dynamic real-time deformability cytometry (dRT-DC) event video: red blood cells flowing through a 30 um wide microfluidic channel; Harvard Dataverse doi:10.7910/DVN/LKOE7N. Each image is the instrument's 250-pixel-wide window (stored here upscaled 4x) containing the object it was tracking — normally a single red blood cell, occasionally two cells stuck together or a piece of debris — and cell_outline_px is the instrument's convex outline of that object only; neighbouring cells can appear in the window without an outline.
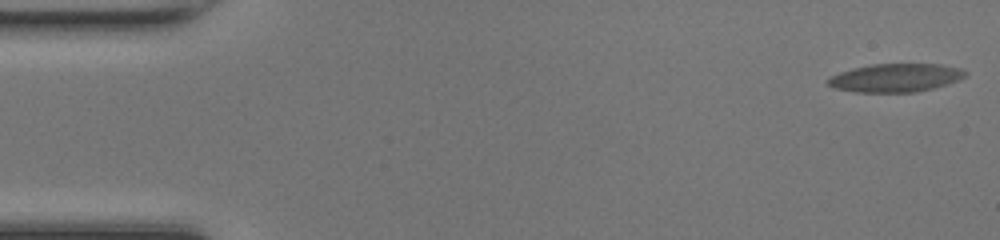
{"species": "common noctule bat (a hibernating species)", "species_latin": "Nyctalus noctula", "temperature_condition": "room temperature", "stored_images_in_passage": 50, "camera_frame_rate_fps": 3000, "um_per_image_px": 0.085, "animal": {"sex": "female", "body_mass_g": 17.0, "forearm_length_mm": 48.0}, "frame": {"image": 1, "passage_image": 1, "time_ms": 0.0, "image_size_px": [1000, 240], "cell_outline_px": [[964, 76], [956, 80], [932, 88], [916, 92], [856, 92], [836, 88], [828, 84], [828, 80], [832, 76], [856, 68], [872, 64], [940, 64], [960, 68], [964, 72]], "centroid_in_image_um": [76.13, 6.61], "position_along_channel_um": 8.9, "area_um2": 21.96}}
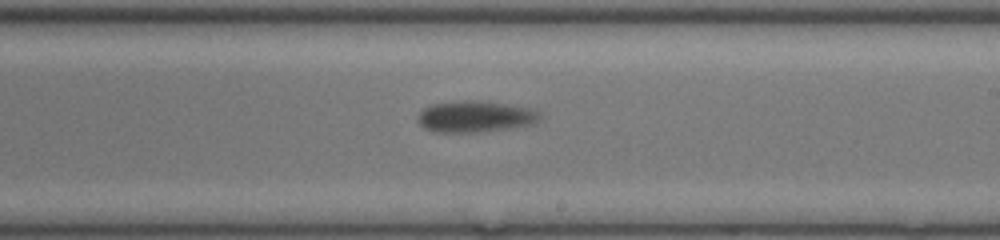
{"frame": {"image": 2, "passage_image": 29, "time_ms": 9.333, "image_size_px": [1000, 240], "cell_outline_px": [[540, 120], [532, 124], [508, 128], [476, 132], [432, 132], [424, 128], [420, 124], [420, 112], [424, 108], [432, 104], [456, 100], [480, 100], [528, 108], [540, 112]], "centroid_in_image_um": [40.38, 9.9], "position_along_channel_um": 248.6, "area_um2": 22.14}}
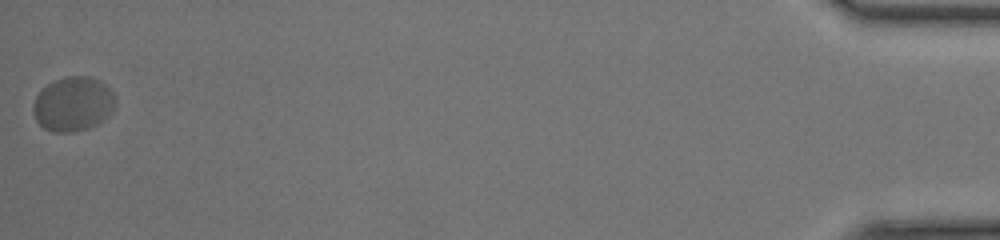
{"frame": {"image": 3, "passage_image": 50, "time_ms": 16.333, "image_size_px": [1000, 240], "cell_outline_px": [[116, 104], [112, 112], [108, 116], [96, 124], [88, 128], [72, 132], [52, 132], [44, 128], [36, 120], [32, 108], [36, 96], [48, 84], [64, 76], [88, 76], [100, 80], [112, 92], [116, 100]], "centroid_in_image_um": [6.22, 8.84], "position_along_channel_um": 429.0, "area_um2": 26.01}, "authors_computed_cell_mechanics": {"area_um2": 22.2241, "velocity_mm_per_s": 4.0907, "shape_relaxation_time_tau1_ms": 4.5777, "shape_relaxation_time_tau2_ms": 1.111, "deformation_change_tau1": 0.1241, "deformation_change_tau2": 0.0532}}